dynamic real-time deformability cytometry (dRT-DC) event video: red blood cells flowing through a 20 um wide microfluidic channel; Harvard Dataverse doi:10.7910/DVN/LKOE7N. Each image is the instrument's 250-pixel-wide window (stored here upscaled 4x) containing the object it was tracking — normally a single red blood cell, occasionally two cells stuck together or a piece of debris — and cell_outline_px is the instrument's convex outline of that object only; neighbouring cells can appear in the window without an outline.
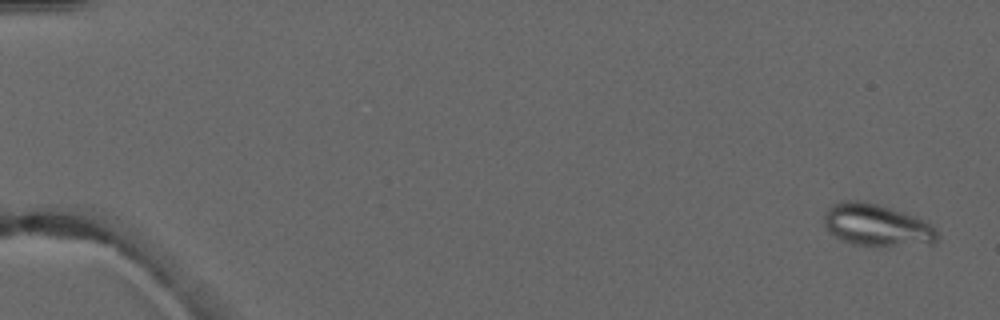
{"species": "common noctule bat (a hibernating species)", "species_latin": "Nyctalus noctula", "temperature_condition": "warm", "stored_images_in_passage": 5, "camera_frame_rate_fps": 3000, "um_per_image_px": 0.085, "animal": {"sex": "male", "forearm_length_mm": 52.5}, "frame": {"image": 1, "passage_image": 1, "time_ms": 0.0, "image_size_px": [1000, 320], "cell_outline_px": [[940, 236], [932, 244], [852, 244], [836, 236], [824, 224], [824, 216], [828, 208], [832, 204], [844, 200], [860, 200], [876, 204], [916, 216], [936, 228]], "centroid_in_image_um": [74.54, 19.1], "position_along_channel_um": 10.5, "area_um2": 27.05}}